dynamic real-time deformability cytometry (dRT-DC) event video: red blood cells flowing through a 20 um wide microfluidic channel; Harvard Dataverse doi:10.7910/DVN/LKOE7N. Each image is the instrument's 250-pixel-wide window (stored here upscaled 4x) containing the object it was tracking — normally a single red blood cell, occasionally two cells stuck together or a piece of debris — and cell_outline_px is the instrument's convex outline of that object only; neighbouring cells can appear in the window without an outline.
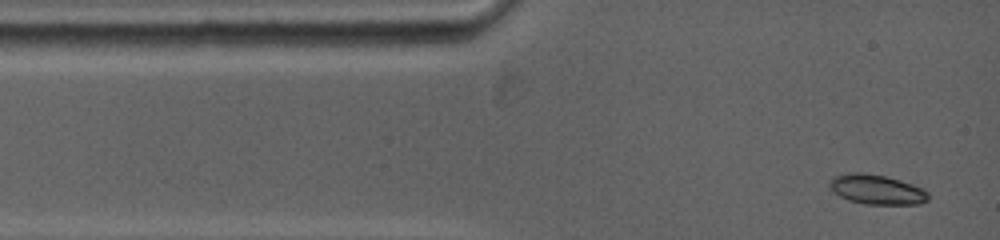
{"species": "common noctule bat (a hibernating species)", "species_latin": "Nyctalus noctula", "temperature_condition": "warm", "stored_images_in_passage": 24, "camera_frame_rate_fps": 5000, "um_per_image_px": 0.085, "animal": {"sex": "female", "body_mass_g": 19.0, "forearm_length_mm": 53.3}, "frame": {"image": 1, "passage_image": 1, "time_ms": 0.0, "image_size_px": [1000, 240], "cell_outline_px": [[928, 200], [920, 204], [864, 204], [848, 200], [840, 196], [828, 188], [828, 184], [832, 176], [848, 172], [860, 172], [884, 176], [900, 180], [924, 188], [928, 192]], "centroid_in_image_um": [74.49, 16.1], "position_along_channel_um": 10.5, "area_um2": 17.28}}
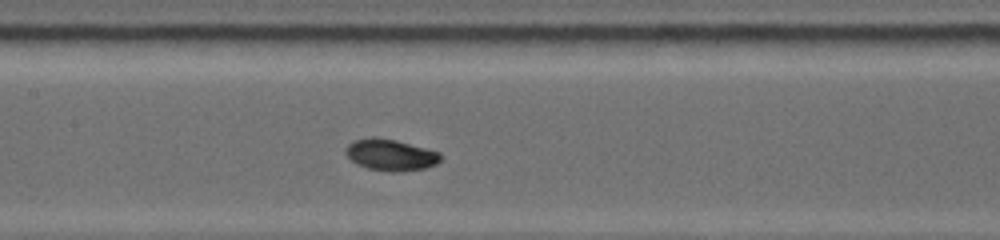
{"frame": {"image": 2, "passage_image": 11, "time_ms": 5.2, "image_size_px": [1000, 240], "cell_outline_px": [[440, 160], [436, 164], [424, 168], [392, 172], [368, 168], [356, 164], [344, 152], [344, 148], [352, 140], [372, 136], [376, 136], [396, 140], [440, 152]], "centroid_in_image_um": [33.15, 13.14], "position_along_channel_um": 174.3, "area_um2": 17.4}}
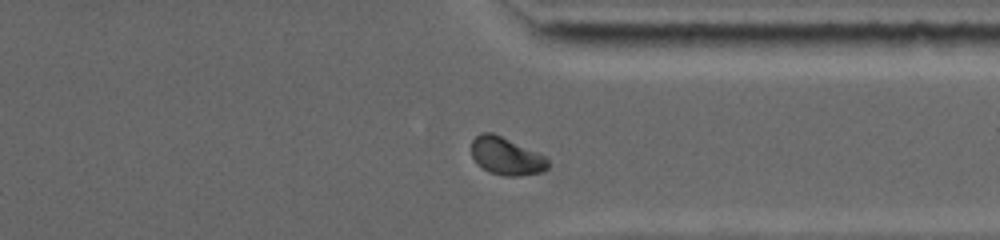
{"frame": {"image": 3, "passage_image": 21, "time_ms": 10.2, "image_size_px": [1000, 240], "cell_outline_px": [[548, 168], [544, 172], [520, 176], [504, 176], [488, 172], [476, 164], [472, 156], [472, 140], [480, 132], [492, 132], [544, 156], [548, 160]], "centroid_in_image_um": [43.0, 13.3], "position_along_channel_um": 368.4, "area_um2": 16.76}, "authors_computed_cell_mechanics": {"area_um2": 16.9354, "velocity_mm_per_s": 3.8866, "shape_relaxation_time_tau1_ms": 4.0318, "shape_relaxation_time_tau2_ms": null, "deformation_change_tau1": 0.174, "deformation_change_tau2": null}}